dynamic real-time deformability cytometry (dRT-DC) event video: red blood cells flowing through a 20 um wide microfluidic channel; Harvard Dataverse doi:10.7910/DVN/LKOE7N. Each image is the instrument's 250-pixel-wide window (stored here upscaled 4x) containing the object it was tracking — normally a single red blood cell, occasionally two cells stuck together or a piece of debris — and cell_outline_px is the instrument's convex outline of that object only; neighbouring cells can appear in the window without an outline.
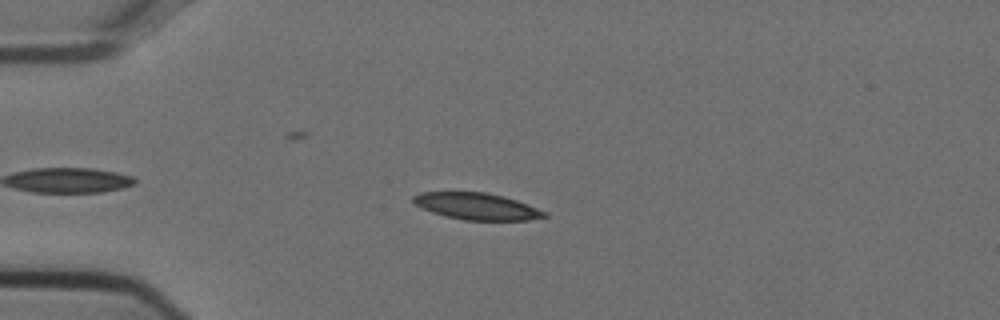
{"species": "Egyptian fruit bat (a non-hibernating species)", "species_latin": "Rousettus aegyptiacus", "temperature_condition": "cold", "stored_images_in_passage": 46, "camera_frame_rate_fps": 3000, "um_per_image_px": 0.085, "animal": {"sex": "female"}, "frame": {"image": 1, "passage_image": 10, "time_ms": 3.0, "image_size_px": [1000, 320], "cell_outline_px": [[548, 216], [528, 220], [464, 220], [444, 216], [420, 208], [412, 204], [412, 196], [420, 192], [488, 192], [504, 196], [516, 200], [548, 212]], "centroid_in_image_um": [40.49, 17.53], "position_along_channel_um": 44.5, "area_um2": 20.63}}
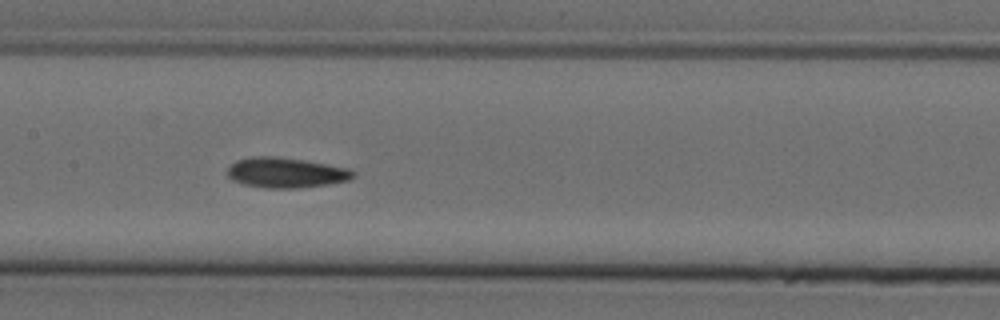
{"frame": {"image": 2, "passage_image": 23, "time_ms": 7.333, "image_size_px": [1000, 320], "cell_outline_px": [[356, 176], [348, 180], [328, 184], [296, 188], [264, 188], [244, 184], [232, 180], [228, 176], [228, 168], [236, 160], [252, 156], [276, 156], [348, 168], [356, 172]], "centroid_in_image_um": [24.29, 14.68], "position_along_channel_um": 183.1, "area_um2": 21.96}}
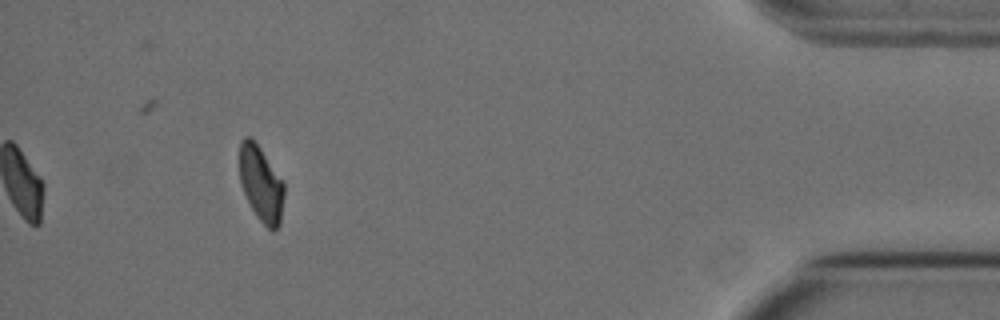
{"frame": {"image": 3, "passage_image": 46, "time_ms": 15.0, "image_size_px": [1000, 320], "cell_outline_px": [[284, 196], [280, 224], [272, 232], [256, 216], [244, 192], [240, 180], [240, 140], [244, 136], [252, 136], [284, 180]], "centroid_in_image_um": [22.21, 15.58], "position_along_channel_um": 413.0, "area_um2": 19.83}, "authors_computed_cell_mechanics": {"area_um2": 21.1837, "velocity_mm_per_s": 3.7509, "shape_relaxation_time_tau1_ms": 7.8836, "shape_relaxation_time_tau2_ms": 3.7792, "deformation_change_tau1": 0.1986, "deformation_change_tau2": 0.0915}}